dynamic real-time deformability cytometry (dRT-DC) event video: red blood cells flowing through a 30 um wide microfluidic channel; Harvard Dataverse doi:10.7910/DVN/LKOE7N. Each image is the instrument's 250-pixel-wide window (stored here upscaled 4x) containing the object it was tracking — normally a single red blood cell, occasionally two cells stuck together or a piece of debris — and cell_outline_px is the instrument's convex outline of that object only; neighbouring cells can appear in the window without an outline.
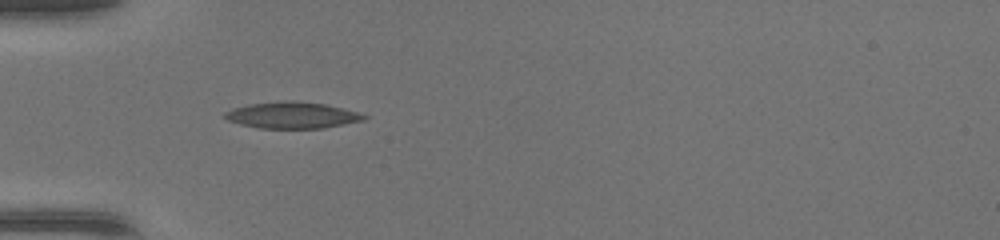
{"species": "common noctule bat (a hibernating species)", "species_latin": "Nyctalus noctula", "temperature_condition": "warm", "stored_images_in_passage": 32, "camera_frame_rate_fps": 3000, "um_per_image_px": 0.085, "animal": {"sex": "female", "body_mass_g": 17.0, "forearm_length_mm": 48.0}, "frame": {"image": 1, "passage_image": 1, "time_ms": 0.0, "image_size_px": [1000, 240], "cell_outline_px": [[368, 116], [364, 120], [324, 128], [260, 128], [240, 124], [228, 120], [224, 116], [224, 112], [232, 108], [248, 104], [280, 100], [296, 100], [324, 104], [356, 112]], "centroid_in_image_um": [24.78, 9.78], "position_along_channel_um": 60.2, "area_um2": 21.39}}
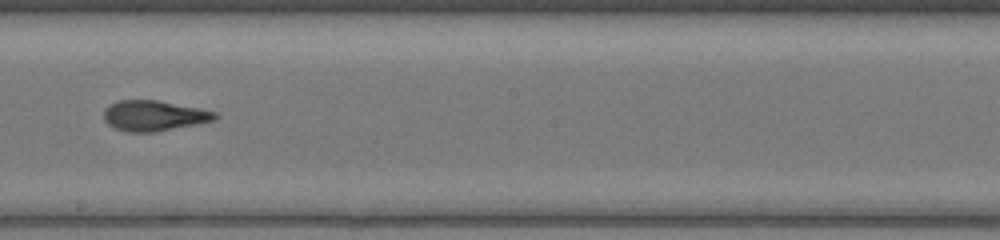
{"frame": {"image": 2, "passage_image": 13, "time_ms": 4.0, "image_size_px": [1000, 240], "cell_outline_px": [[220, 116], [216, 120], [156, 132], [128, 132], [116, 128], [108, 124], [104, 120], [104, 108], [108, 104], [120, 100], [156, 100], [200, 108], [216, 112]], "centroid_in_image_um": [13.09, 9.83], "position_along_channel_um": 235.1, "area_um2": 19.83}}
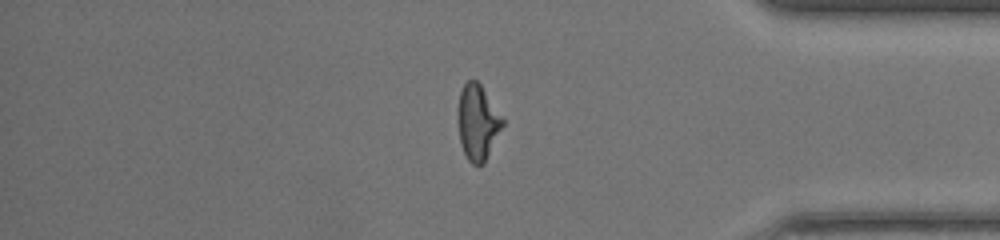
{"frame": {"image": 3, "passage_image": 25, "time_ms": 8.0, "image_size_px": [1000, 240], "cell_outline_px": [[504, 124], [484, 164], [472, 164], [468, 160], [464, 152], [460, 140], [460, 92], [464, 84], [468, 80], [476, 80], [480, 84], [504, 120]], "centroid_in_image_um": [40.64, 10.42], "position_along_channel_um": 394.6, "area_um2": 18.84}}